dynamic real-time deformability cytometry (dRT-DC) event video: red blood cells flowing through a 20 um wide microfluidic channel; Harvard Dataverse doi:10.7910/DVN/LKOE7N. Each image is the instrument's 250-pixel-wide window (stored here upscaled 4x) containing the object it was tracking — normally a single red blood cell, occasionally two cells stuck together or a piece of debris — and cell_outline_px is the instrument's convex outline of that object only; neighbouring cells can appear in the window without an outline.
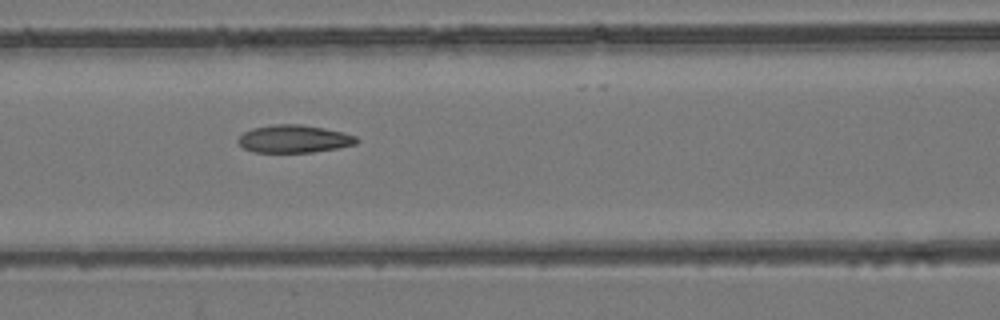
{"species": "common noctule bat (a hibernating species)", "species_latin": "Nyctalus noctula", "temperature_condition": "room temperature", "stored_images_in_passage": 7, "camera_frame_rate_fps": 3000, "um_per_image_px": 0.085, "animal": {"sex": "female", "body_mass_g": 24.6, "forearm_length_mm": 56.2}, "frame": {"image": 1, "passage_image": 3, "time_ms": 3.0, "image_size_px": [1000, 320], "cell_outline_px": [[360, 140], [356, 144], [336, 148], [312, 152], [252, 152], [244, 148], [236, 140], [244, 132], [252, 128], [276, 124], [300, 124], [324, 128], [344, 132], [356, 136]], "centroid_in_image_um": [25.0, 11.8], "position_along_channel_um": 141.6, "area_um2": 19.13}}
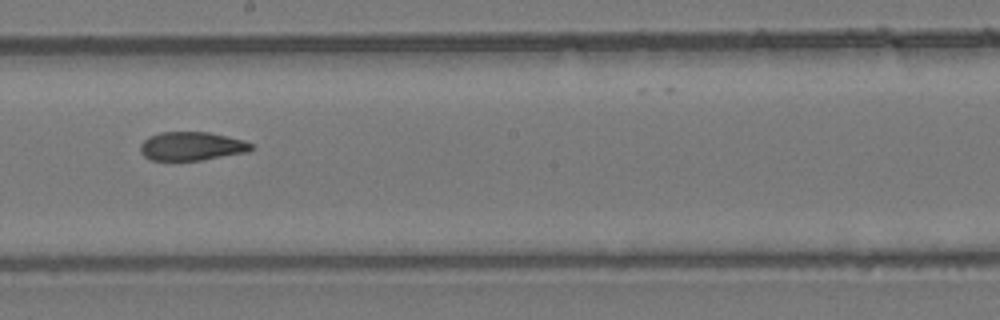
{"frame": {"image": 2, "passage_image": 5, "time_ms": 5.333, "image_size_px": [1000, 320], "cell_outline_px": [[252, 148], [248, 152], [200, 160], [152, 160], [144, 156], [140, 152], [140, 144], [148, 136], [160, 132], [208, 132], [244, 140], [252, 144]], "centroid_in_image_um": [16.26, 12.42], "position_along_channel_um": 231.9, "area_um2": 18.44}}
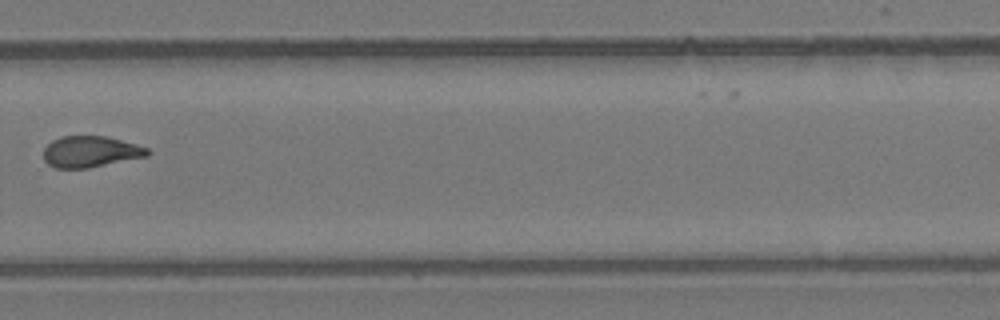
{"frame": {"image": 3, "passage_image": 7, "time_ms": 7.667, "image_size_px": [1000, 320], "cell_outline_px": [[152, 152], [148, 156], [88, 168], [56, 168], [48, 164], [44, 160], [44, 148], [52, 140], [60, 136], [104, 136], [136, 144], [148, 148]], "centroid_in_image_um": [7.7, 12.89], "position_along_channel_um": 322.1, "area_um2": 18.9}}